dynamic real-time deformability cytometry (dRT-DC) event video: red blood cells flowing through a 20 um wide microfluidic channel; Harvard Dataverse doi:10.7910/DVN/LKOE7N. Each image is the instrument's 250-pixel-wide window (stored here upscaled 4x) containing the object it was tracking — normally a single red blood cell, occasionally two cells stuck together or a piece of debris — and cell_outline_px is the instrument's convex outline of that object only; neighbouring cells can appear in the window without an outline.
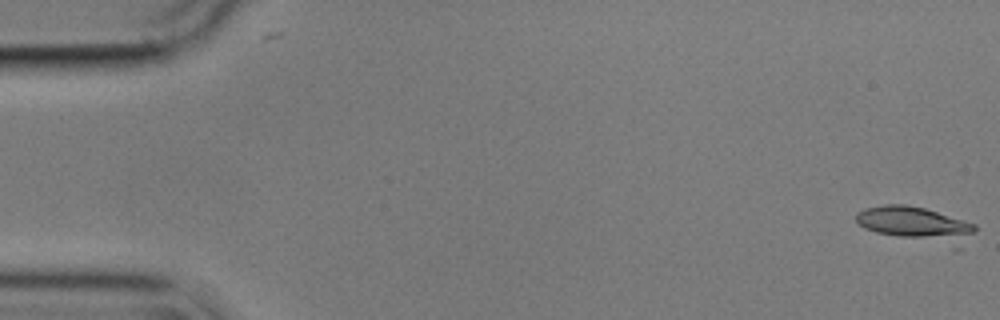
{"species": "common noctule bat (a hibernating species)", "species_latin": "Nyctalus noctula", "temperature_condition": "cold", "stored_images_in_passage": 19, "camera_frame_rate_fps": 3000, "um_per_image_px": 0.085, "animal": {"sex": "male", "body_mass_g": 17.9}, "frame": {"image": 1, "passage_image": 1, "time_ms": 0.0, "image_size_px": [1000, 320], "cell_outline_px": [[976, 228], [960, 252], [876, 232], [864, 228], [856, 220], [856, 212], [864, 208], [884, 204], [904, 204], [924, 208], [964, 220], [976, 224]], "centroid_in_image_um": [77.97, 19.14], "position_along_channel_um": 7.0, "area_um2": 25.26}}
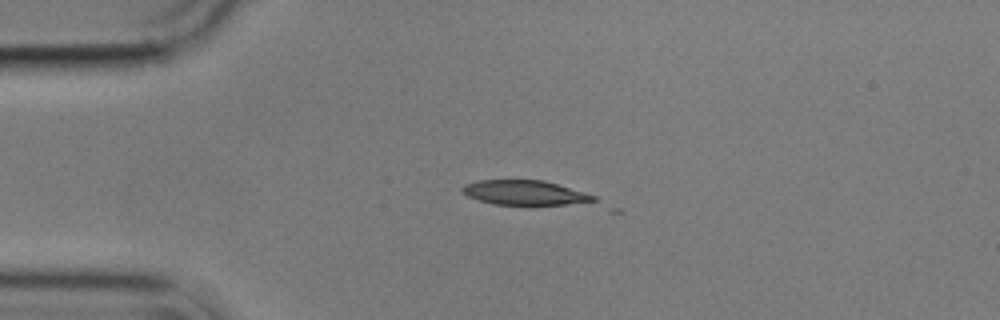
{"frame": {"image": 2, "passage_image": 13, "time_ms": 4.0, "image_size_px": [1000, 320], "cell_outline_px": [[596, 200], [564, 204], [528, 208], [492, 204], [468, 196], [460, 192], [460, 188], [464, 184], [480, 180], [544, 180], [584, 192], [596, 196]], "centroid_in_image_um": [44.54, 16.42], "position_along_channel_um": 40.5, "area_um2": 19.54}}
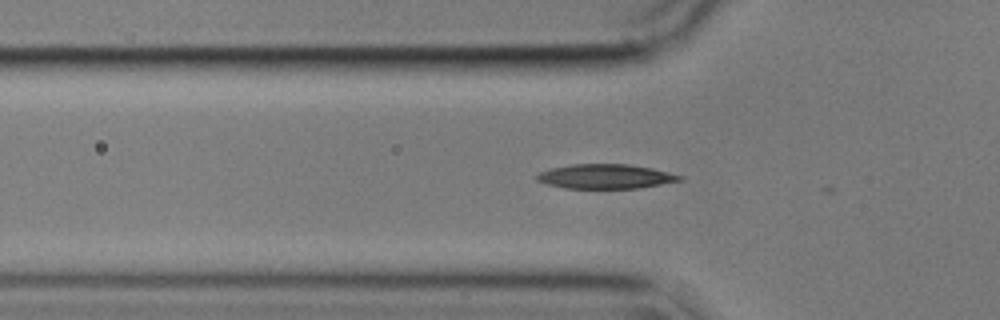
{"frame": {"image": 3, "passage_image": 18, "time_ms": 5.667, "image_size_px": [1000, 320], "cell_outline_px": [[684, 180], [640, 188], [564, 188], [548, 184], [536, 180], [536, 176], [540, 172], [552, 168], [572, 164], [628, 164], [652, 168], [684, 176]], "centroid_in_image_um": [51.51, 15.0], "position_along_channel_um": 74.3, "area_um2": 20.35}}